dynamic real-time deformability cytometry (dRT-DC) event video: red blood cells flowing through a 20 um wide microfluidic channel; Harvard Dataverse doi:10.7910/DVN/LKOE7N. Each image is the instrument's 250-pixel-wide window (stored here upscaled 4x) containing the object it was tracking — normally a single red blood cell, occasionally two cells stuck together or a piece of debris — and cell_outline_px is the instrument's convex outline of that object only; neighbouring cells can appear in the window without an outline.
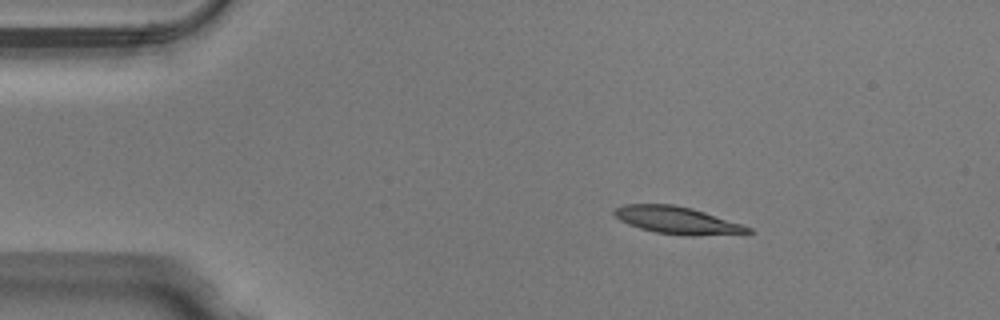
{"species": "Egyptian fruit bat (a non-hibernating species)", "species_latin": "Rousettus aegyptiacus", "temperature_condition": "warm", "stored_images_in_passage": 43, "camera_frame_rate_fps": 3000, "um_per_image_px": 0.085, "animal": {"sex": "male"}, "frame": {"image": 1, "passage_image": 1, "time_ms": 0.0, "image_size_px": [1000, 320], "cell_outline_px": [[752, 232], [748, 236], [688, 236], [656, 232], [640, 228], [628, 224], [620, 220], [612, 212], [616, 208], [624, 204], [672, 204], [692, 208], [752, 228]], "centroid_in_image_um": [57.68, 18.76], "position_along_channel_um": 27.3, "area_um2": 21.68}}
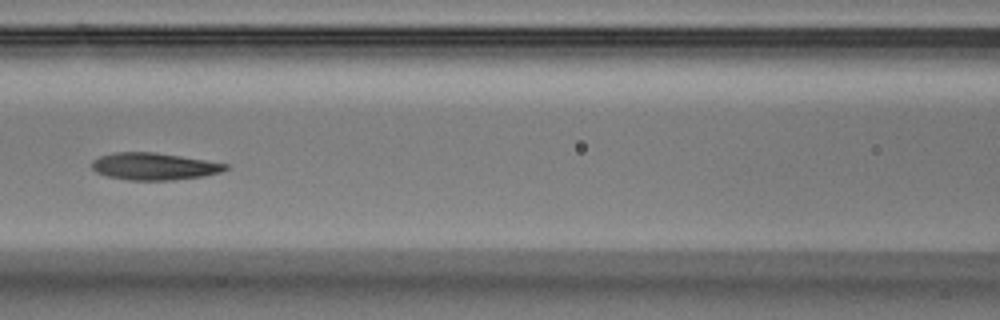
{"frame": {"image": 2, "passage_image": 15, "time_ms": 4.667, "image_size_px": [1000, 320], "cell_outline_px": [[228, 168], [220, 172], [204, 176], [172, 180], [128, 180], [108, 176], [96, 172], [92, 168], [92, 160], [100, 156], [116, 152], [156, 152], [228, 164]], "centroid_in_image_um": [13.08, 14.14], "position_along_channel_um": 153.5, "area_um2": 20.98}}
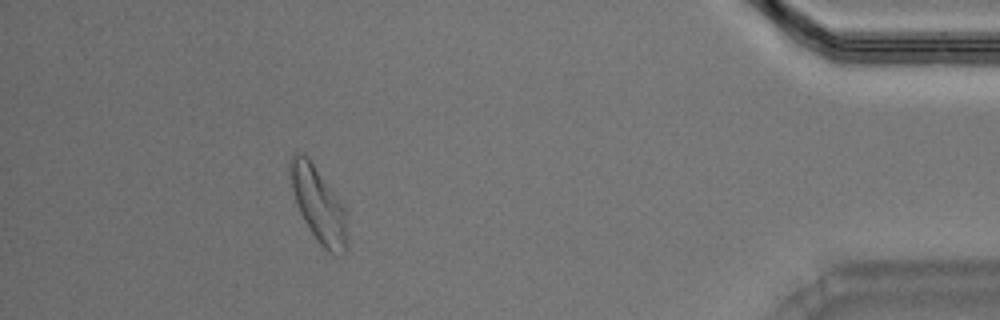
{"frame": {"image": 3, "passage_image": 38, "time_ms": 12.333, "image_size_px": [1000, 320], "cell_outline_px": [[348, 248], [344, 252], [328, 252], [316, 240], [304, 220], [300, 212], [292, 188], [288, 168], [288, 160], [296, 152], [300, 152], [308, 156], [340, 200], [344, 208], [348, 240]], "centroid_in_image_um": [27.06, 17.35], "position_along_channel_um": 408.1, "area_um2": 24.74}, "authors_computed_cell_mechanics": {"area_um2": 21.7328, "velocity_mm_per_s": 4.0074, "shape_relaxation_time_tau1_ms": 3.8877, "shape_relaxation_time_tau2_ms": 2.8804, "deformation_change_tau1": 0.1808, "deformation_change_tau2": 0.0853}}